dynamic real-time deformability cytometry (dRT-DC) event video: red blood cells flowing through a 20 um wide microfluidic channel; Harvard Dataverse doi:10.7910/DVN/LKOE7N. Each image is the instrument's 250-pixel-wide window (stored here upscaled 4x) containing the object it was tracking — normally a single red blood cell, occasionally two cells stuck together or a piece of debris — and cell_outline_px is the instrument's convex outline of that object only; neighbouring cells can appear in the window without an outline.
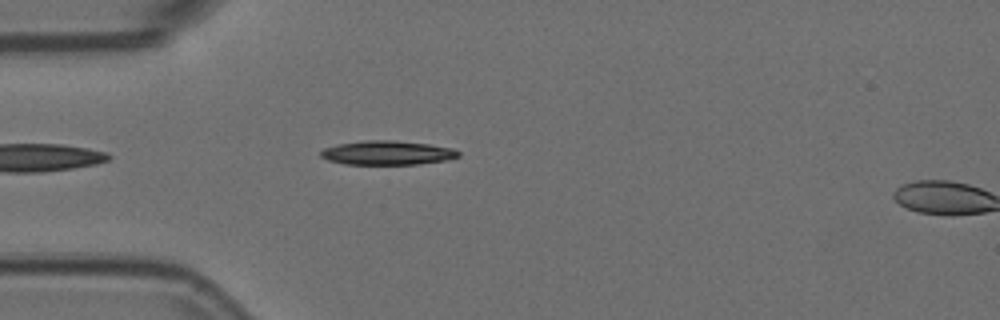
{"species": "Egyptian fruit bat (a non-hibernating species)", "species_latin": "Rousettus aegyptiacus", "temperature_condition": "room temperature", "stored_images_in_passage": 5, "camera_frame_rate_fps": 3000, "um_per_image_px": 0.085, "animal": {"sex": "female"}, "frame": {"image": 1, "passage_image": 4, "time_ms": 1.0, "image_size_px": [1000, 320], "cell_outline_px": [[460, 156], [444, 160], [416, 164], [344, 164], [328, 160], [320, 156], [320, 152], [324, 148], [340, 144], [368, 140], [392, 140], [428, 144], [452, 148], [460, 152]], "centroid_in_image_um": [32.91, 12.99], "position_along_channel_um": 52.1, "area_um2": 19.07}}